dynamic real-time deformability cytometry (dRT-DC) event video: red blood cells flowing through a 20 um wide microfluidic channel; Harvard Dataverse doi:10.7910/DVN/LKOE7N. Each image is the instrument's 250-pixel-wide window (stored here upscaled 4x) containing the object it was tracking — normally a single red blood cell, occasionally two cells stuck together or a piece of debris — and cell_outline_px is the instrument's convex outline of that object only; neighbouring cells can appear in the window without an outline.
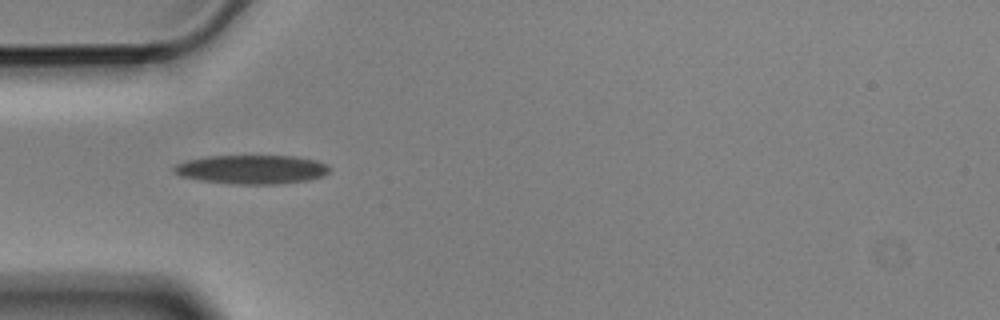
{"species": "Egyptian fruit bat (a non-hibernating species)", "species_latin": "Rousettus aegyptiacus", "temperature_condition": "cold", "stored_images_in_passage": 4, "camera_frame_rate_fps": 3000, "um_per_image_px": 0.085, "animal": {"sex": "male"}, "frame": {"image": 1, "passage_image": 3, "time_ms": 0.667, "image_size_px": [1000, 320], "cell_outline_px": [[332, 168], [324, 176], [308, 180], [276, 184], [236, 184], [204, 180], [180, 176], [172, 172], [172, 168], [176, 164], [188, 160], [208, 156], [296, 156], [316, 160], [328, 164]], "centroid_in_image_um": [21.44, 14.39], "position_along_channel_um": 63.6, "area_um2": 26.24}}
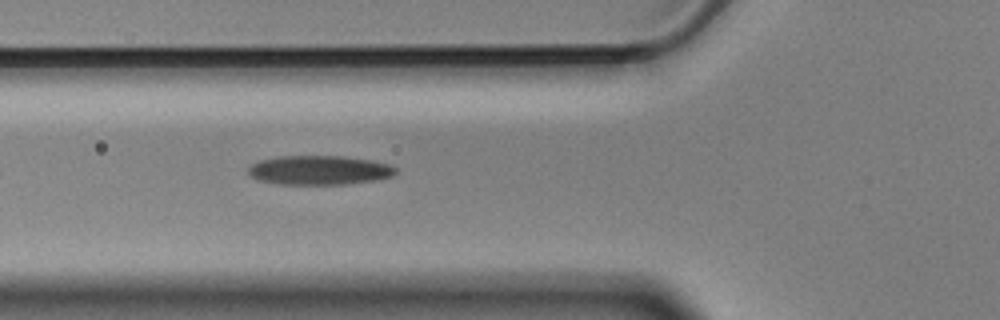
{"frame": {"image": 2, "passage_image": 4, "time_ms": 1.0, "image_size_px": [1000, 320], "cell_outline_px": [[396, 172], [392, 176], [376, 180], [344, 184], [280, 184], [260, 180], [252, 176], [248, 172], [248, 168], [252, 164], [260, 160], [276, 156], [344, 156], [372, 160], [388, 164], [396, 168]], "centroid_in_image_um": [27.15, 14.45], "position_along_channel_um": 98.7, "area_um2": 25.03}}